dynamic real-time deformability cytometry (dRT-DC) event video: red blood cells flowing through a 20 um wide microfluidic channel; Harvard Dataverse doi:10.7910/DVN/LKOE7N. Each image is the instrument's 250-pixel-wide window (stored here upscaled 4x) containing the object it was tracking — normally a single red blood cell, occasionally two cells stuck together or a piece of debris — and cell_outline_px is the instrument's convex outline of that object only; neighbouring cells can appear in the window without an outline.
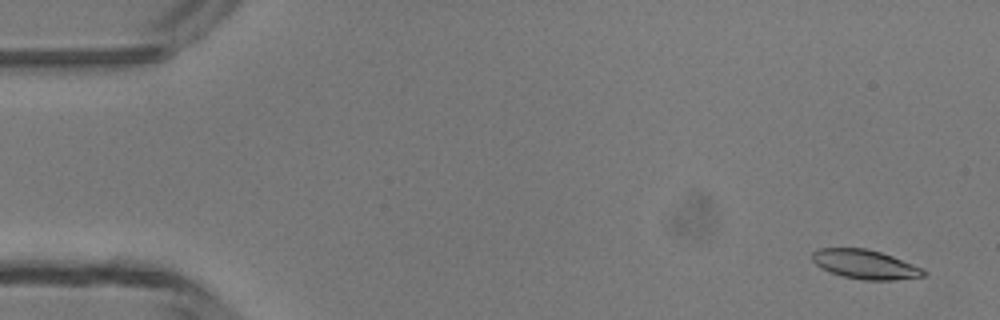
{"species": "common noctule bat (a hibernating species)", "species_latin": "Nyctalus noctula", "temperature_condition": "room temperature", "stored_images_in_passage": 4, "camera_frame_rate_fps": 3000, "um_per_image_px": 0.085, "animal": {"sex": "male", "body_mass_g": 13.3}, "frame": {"image": 1, "passage_image": 1, "time_ms": 0.0, "image_size_px": [1000, 320], "cell_outline_px": [[928, 272], [924, 276], [892, 280], [864, 280], [844, 276], [828, 272], [820, 268], [812, 260], [812, 252], [816, 248], [864, 248], [880, 252], [892, 256], [924, 268]], "centroid_in_image_um": [73.52, 22.47], "position_along_channel_um": 11.5, "area_um2": 19.02}}
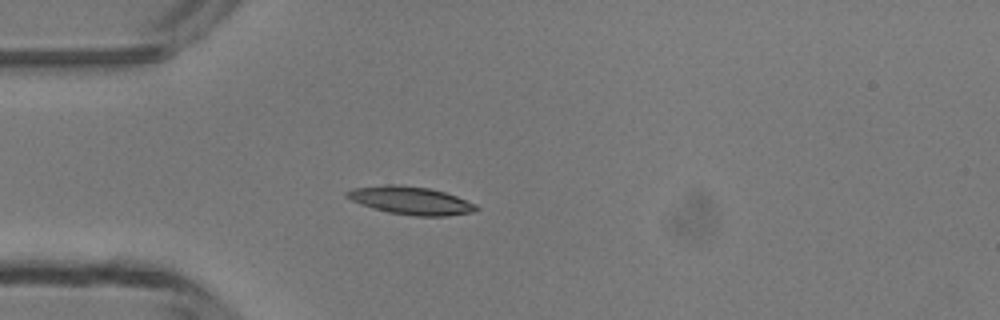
{"frame": {"image": 2, "passage_image": 4, "time_ms": 3.667, "image_size_px": [1000, 320], "cell_outline_px": [[480, 208], [476, 212], [444, 216], [416, 216], [388, 212], [372, 208], [360, 204], [344, 196], [344, 192], [352, 188], [384, 184], [396, 184], [428, 188], [444, 192], [456, 196], [476, 204]], "centroid_in_image_um": [34.89, 17.04], "position_along_channel_um": 50.1, "area_um2": 21.21}}